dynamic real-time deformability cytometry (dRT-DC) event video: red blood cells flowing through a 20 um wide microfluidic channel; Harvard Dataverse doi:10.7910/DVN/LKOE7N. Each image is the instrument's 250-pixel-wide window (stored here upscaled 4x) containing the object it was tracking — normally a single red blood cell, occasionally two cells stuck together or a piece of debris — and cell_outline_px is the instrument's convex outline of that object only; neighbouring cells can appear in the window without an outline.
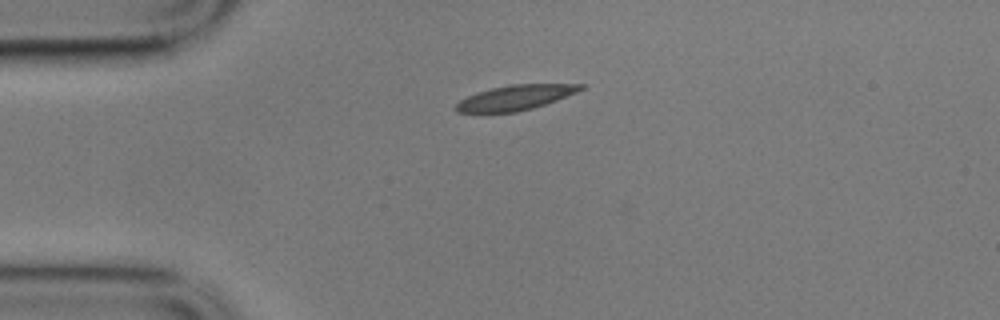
{"species": "common noctule bat (a hibernating species)", "species_latin": "Nyctalus noctula", "temperature_condition": "cold", "stored_images_in_passage": 1, "camera_frame_rate_fps": 3000, "um_per_image_px": 0.085, "animal": {"sex": "male", "body_mass_g": 17.9}, "frame": {"image": 1, "passage_image": 1, "time_ms": 0.0, "image_size_px": [1000, 320], "cell_outline_px": [[588, 84], [584, 88], [576, 92], [556, 100], [532, 108], [516, 112], [456, 112], [456, 104], [460, 100], [476, 92], [508, 84]], "centroid_in_image_um": [43.81, 8.28], "position_along_channel_um": 41.2, "area_um2": 17.92}}